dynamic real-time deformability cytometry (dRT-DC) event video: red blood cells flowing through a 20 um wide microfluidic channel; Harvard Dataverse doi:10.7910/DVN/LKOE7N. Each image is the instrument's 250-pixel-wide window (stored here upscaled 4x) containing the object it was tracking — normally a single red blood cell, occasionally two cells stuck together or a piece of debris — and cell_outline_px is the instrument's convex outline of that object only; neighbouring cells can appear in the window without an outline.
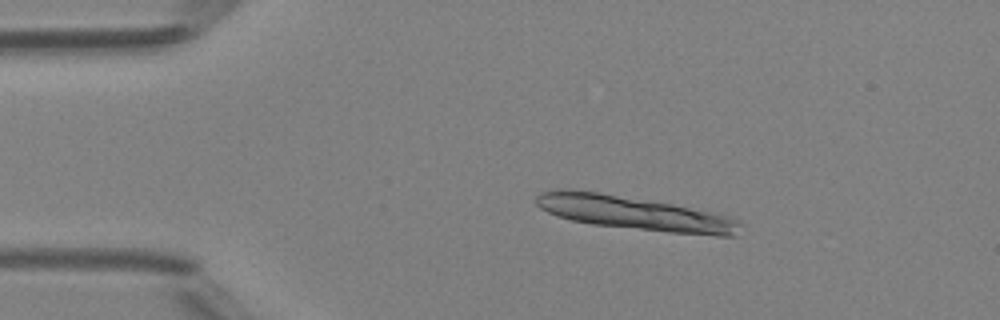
{"species": "Egyptian fruit bat (a non-hibernating species)", "species_latin": "Rousettus aegyptiacus", "temperature_condition": "room temperature", "stored_images_in_passage": 13, "camera_frame_rate_fps": 3000, "um_per_image_px": 0.085, "animal": {"sex": "female"}, "frame": {"image": 1, "passage_image": 8, "time_ms": 2.333, "image_size_px": [1000, 320], "cell_outline_px": [[740, 224], [736, 236], [716, 236], [668, 232], [592, 224], [572, 220], [556, 216], [540, 208], [536, 204], [536, 196], [540, 192], [560, 188], [596, 192], [672, 204], [732, 216], [740, 220]], "centroid_in_image_um": [53.94, 18.12], "position_along_channel_um": 31.1, "area_um2": 40.0}}